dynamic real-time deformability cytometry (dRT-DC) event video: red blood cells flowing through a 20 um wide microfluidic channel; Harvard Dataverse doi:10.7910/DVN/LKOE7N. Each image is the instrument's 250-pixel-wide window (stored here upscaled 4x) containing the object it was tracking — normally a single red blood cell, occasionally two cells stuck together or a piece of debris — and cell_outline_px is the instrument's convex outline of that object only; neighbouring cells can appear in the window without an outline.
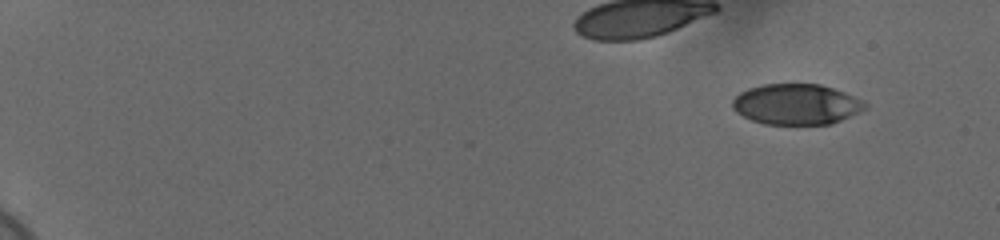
{"species": "human", "species_latin": "Homo sapiens", "temperature_condition": "cold", "stored_images_in_passage": 32, "camera_frame_rate_fps": 3000, "um_per_image_px": 0.085, "donor": {"sex": "female"}, "frame": {"image": 1, "passage_image": 1, "time_ms": 0.0, "image_size_px": [1000, 240], "cell_outline_px": [[868, 108], [832, 124], [764, 124], [752, 120], [736, 112], [732, 108], [732, 100], [740, 92], [748, 88], [764, 84], [820, 84], [844, 92], [864, 100], [868, 104]], "centroid_in_image_um": [67.71, 8.86], "position_along_channel_um": 17.3, "area_um2": 31.5}}
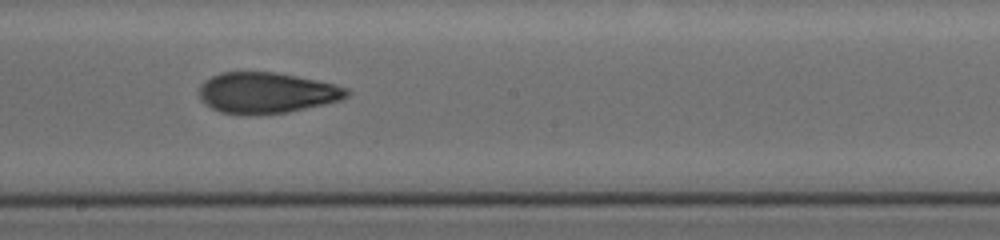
{"frame": {"image": 2, "passage_image": 20, "time_ms": 6.333, "image_size_px": [1000, 240], "cell_outline_px": [[352, 92], [348, 96], [340, 100], [324, 104], [288, 112], [220, 112], [212, 108], [200, 96], [200, 88], [212, 76], [220, 72], [276, 72], [316, 80], [348, 88]], "centroid_in_image_um": [22.74, 7.85], "position_along_channel_um": 225.5, "area_um2": 33.99}}
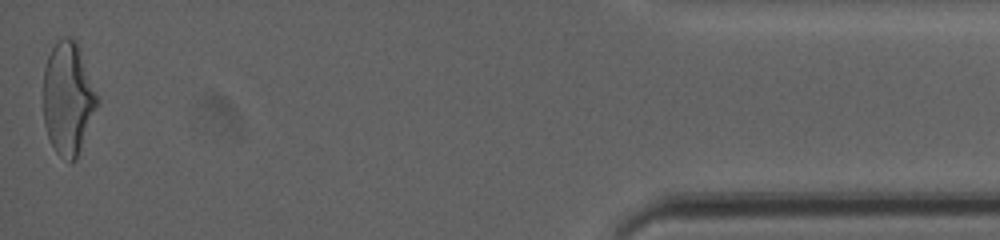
{"frame": {"image": 3, "passage_image": 32, "time_ms": 10.333, "image_size_px": [1000, 240], "cell_outline_px": [[96, 108], [80, 148], [76, 156], [72, 160], [68, 160], [60, 156], [56, 152], [48, 136], [44, 124], [44, 68], [48, 56], [52, 48], [64, 36], [72, 36], [76, 40], [96, 96]], "centroid_in_image_um": [5.73, 8.34], "position_along_channel_um": 429.5, "area_um2": 34.1}}